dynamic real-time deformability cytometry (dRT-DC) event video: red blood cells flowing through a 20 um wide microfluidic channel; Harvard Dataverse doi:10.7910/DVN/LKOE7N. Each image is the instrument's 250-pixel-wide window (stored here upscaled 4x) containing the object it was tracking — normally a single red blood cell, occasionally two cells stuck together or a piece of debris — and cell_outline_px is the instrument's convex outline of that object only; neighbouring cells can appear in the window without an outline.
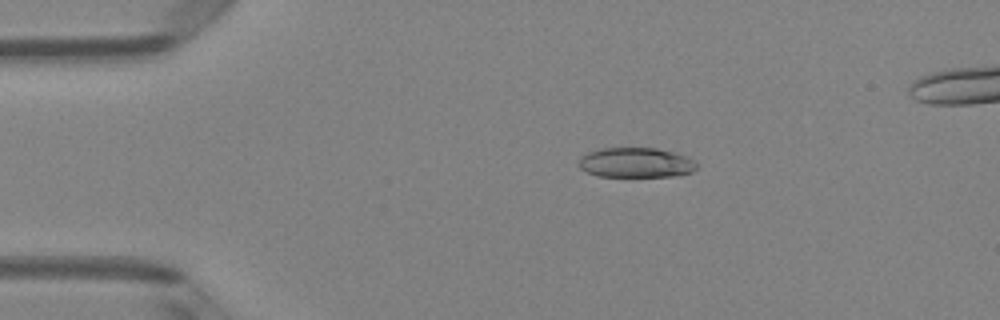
{"species": "Egyptian fruit bat (a non-hibernating species)", "species_latin": "Rousettus aegyptiacus", "temperature_condition": "room temperature", "stored_images_in_passage": 49, "camera_frame_rate_fps": 3000, "um_per_image_px": 0.085, "animal": {"sex": "female"}, "frame": {"image": 1, "passage_image": 10, "time_ms": 3.0, "image_size_px": [1000, 320], "cell_outline_px": [[696, 168], [692, 172], [672, 176], [596, 176], [580, 168], [580, 156], [588, 152], [600, 148], [656, 148], [672, 152], [684, 156], [692, 160], [696, 164]], "centroid_in_image_um": [54.01, 13.82], "position_along_channel_um": 31.0, "area_um2": 20.29}}
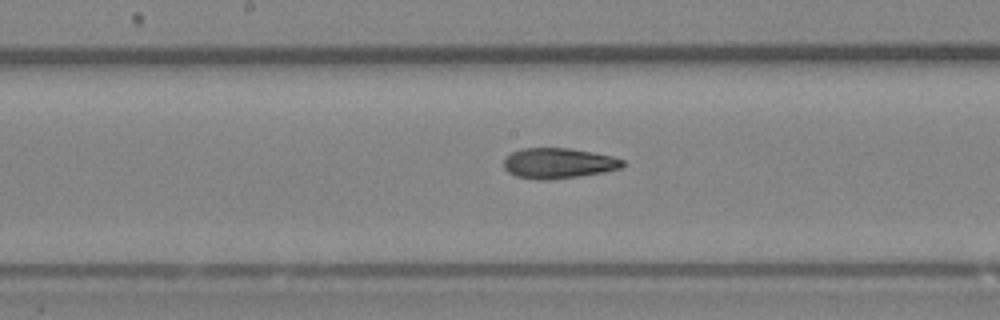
{"frame": {"image": 2, "passage_image": 26, "time_ms": 8.333, "image_size_px": [1000, 320], "cell_outline_px": [[624, 164], [620, 168], [604, 172], [580, 176], [548, 180], [540, 180], [516, 176], [508, 172], [504, 168], [504, 160], [512, 152], [520, 148], [568, 148], [592, 152], [612, 156], [624, 160]], "centroid_in_image_um": [47.46, 13.87], "position_along_channel_um": 200.7, "area_um2": 21.04}}
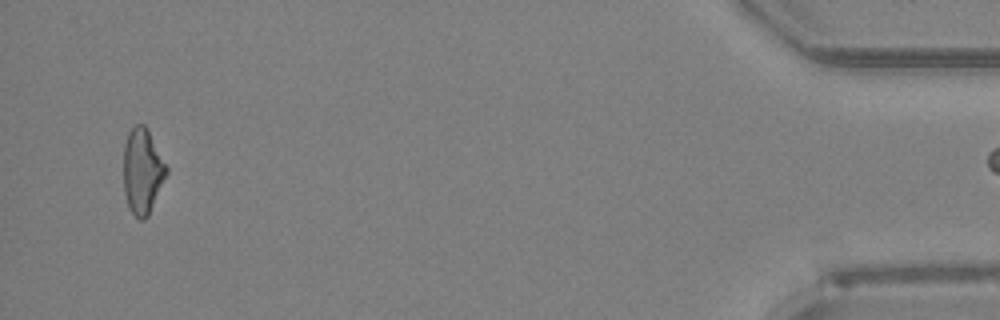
{"frame": {"image": 3, "passage_image": 48, "time_ms": 15.667, "image_size_px": [1000, 320], "cell_outline_px": [[168, 172], [148, 216], [144, 220], [140, 220], [128, 208], [124, 192], [124, 144], [128, 132], [136, 124], [144, 124], [148, 128], [168, 168]], "centroid_in_image_um": [12.11, 14.53], "position_along_channel_um": 423.1, "area_um2": 21.44}}